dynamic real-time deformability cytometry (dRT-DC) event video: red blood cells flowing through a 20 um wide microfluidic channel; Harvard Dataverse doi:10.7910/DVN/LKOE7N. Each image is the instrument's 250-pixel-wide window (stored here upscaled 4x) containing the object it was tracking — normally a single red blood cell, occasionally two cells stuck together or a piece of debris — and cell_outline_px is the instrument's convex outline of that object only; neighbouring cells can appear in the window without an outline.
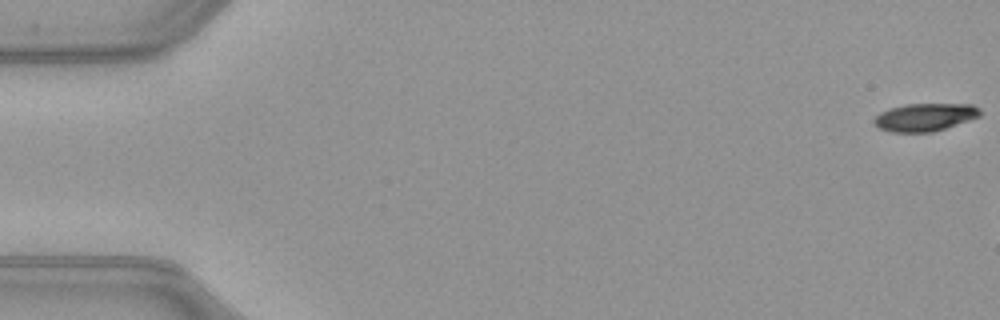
{"species": "common noctule bat (a hibernating species)", "species_latin": "Nyctalus noctula", "temperature_condition": "warm", "stored_images_in_passage": 9, "camera_frame_rate_fps": 3000, "um_per_image_px": 0.085, "animal": {"sex": "female", "body_mass_g": 21.9}, "frame": {"image": 1, "passage_image": 1, "time_ms": 0.0, "image_size_px": [1000, 320], "cell_outline_px": [[980, 116], [932, 132], [892, 132], [880, 128], [872, 120], [880, 112], [888, 108], [908, 104], [972, 104], [980, 108]], "centroid_in_image_um": [78.6, 9.95], "position_along_channel_um": 6.4, "area_um2": 16.99}}